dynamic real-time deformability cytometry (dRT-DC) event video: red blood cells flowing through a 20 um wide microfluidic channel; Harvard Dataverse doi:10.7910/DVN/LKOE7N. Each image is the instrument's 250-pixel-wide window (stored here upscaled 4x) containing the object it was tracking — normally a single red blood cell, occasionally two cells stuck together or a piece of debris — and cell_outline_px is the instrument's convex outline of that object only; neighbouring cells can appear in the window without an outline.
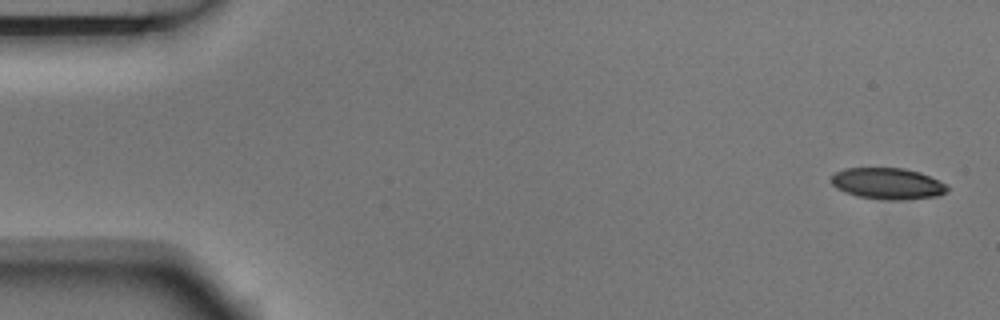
{"species": "Egyptian fruit bat (a non-hibernating species)", "species_latin": "Rousettus aegyptiacus", "temperature_condition": "room temperature", "stored_images_in_passage": 5, "camera_frame_rate_fps": 3000, "um_per_image_px": 0.085, "animal": {"sex": "male"}, "frame": {"image": 1, "passage_image": 1, "time_ms": 0.0, "image_size_px": [1000, 320], "cell_outline_px": [[948, 192], [936, 196], [900, 200], [888, 200], [856, 196], [844, 192], [836, 188], [832, 184], [832, 176], [836, 172], [844, 168], [904, 168], [920, 172], [948, 184]], "centroid_in_image_um": [75.47, 15.6], "position_along_channel_um": 9.5, "area_um2": 21.27}}
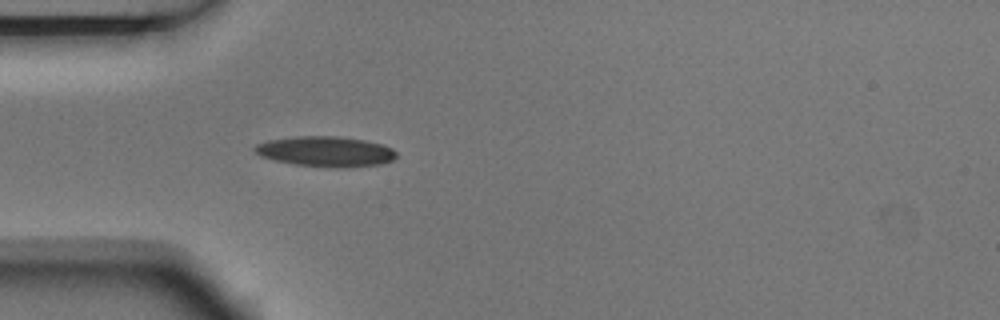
{"frame": {"image": 2, "passage_image": 5, "time_ms": 1.333, "image_size_px": [1000, 320], "cell_outline_px": [[396, 156], [392, 160], [380, 164], [348, 168], [332, 168], [296, 164], [276, 160], [260, 156], [252, 148], [256, 144], [268, 140], [296, 136], [336, 136], [364, 140], [380, 144], [392, 148], [396, 152]], "centroid_in_image_um": [27.68, 12.88], "position_along_channel_um": 57.3, "area_um2": 24.97}}